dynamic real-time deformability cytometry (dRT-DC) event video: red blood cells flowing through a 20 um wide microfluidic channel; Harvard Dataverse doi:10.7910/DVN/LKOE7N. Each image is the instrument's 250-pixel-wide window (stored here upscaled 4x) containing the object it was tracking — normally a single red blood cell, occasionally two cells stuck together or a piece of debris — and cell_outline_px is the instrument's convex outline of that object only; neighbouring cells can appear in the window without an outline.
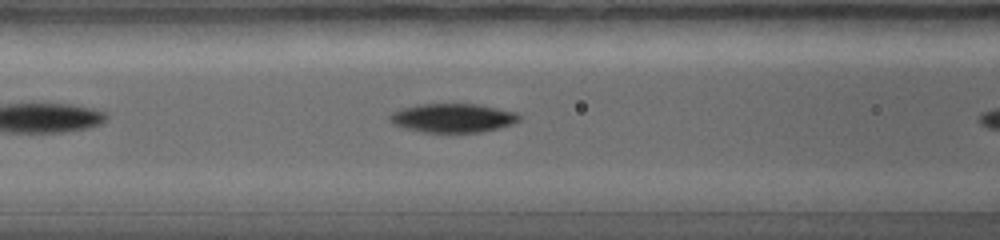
{"species": "common noctule bat (a hibernating species)", "species_latin": "Nyctalus noctula", "temperature_condition": "warm", "stored_images_in_passage": 26, "camera_frame_rate_fps": 5000, "um_per_image_px": 0.085, "animal": {"sex": "female", "body_mass_g": 19.0, "forearm_length_mm": 56.7}, "frame": {"image": 1, "passage_image": 6, "time_ms": 1.8, "image_size_px": [1000, 240], "cell_outline_px": [[520, 120], [512, 124], [500, 128], [484, 132], [420, 132], [400, 128], [392, 124], [388, 120], [388, 116], [392, 112], [400, 108], [416, 104], [480, 104], [516, 112], [520, 116]], "centroid_in_image_um": [38.43, 10.03], "position_along_channel_um": 128.2, "area_um2": 22.25}}